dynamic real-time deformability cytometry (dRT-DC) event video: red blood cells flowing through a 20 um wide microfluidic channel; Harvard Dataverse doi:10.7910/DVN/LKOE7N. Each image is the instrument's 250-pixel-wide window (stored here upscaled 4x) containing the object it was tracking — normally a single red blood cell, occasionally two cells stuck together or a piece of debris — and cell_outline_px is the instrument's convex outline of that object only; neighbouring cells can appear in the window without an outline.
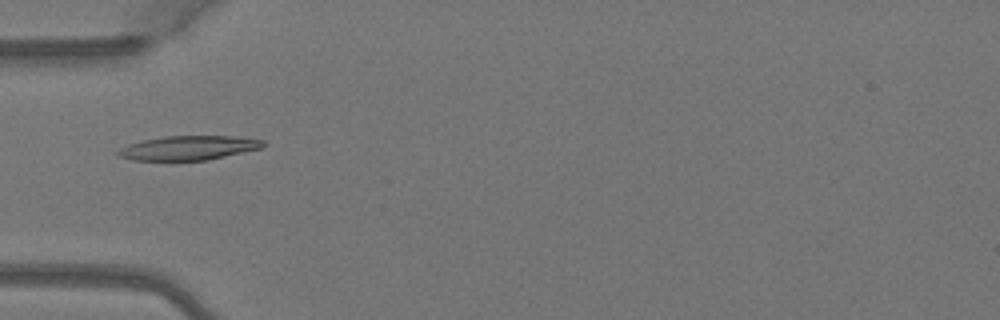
{"species": "Egyptian fruit bat (a non-hibernating species)", "species_latin": "Rousettus aegyptiacus", "temperature_condition": "warm", "stored_images_in_passage": 1, "camera_frame_rate_fps": 3000, "um_per_image_px": 0.085, "animal": {"sex": "female"}, "frame": {"image": 1, "passage_image": 1, "time_ms": 0.0, "image_size_px": [1000, 320], "cell_outline_px": [[264, 144], [260, 148], [208, 160], [132, 160], [120, 156], [116, 152], [120, 148], [128, 144], [144, 140], [164, 136], [236, 136], [264, 140]], "centroid_in_image_um": [16.01, 12.56], "position_along_channel_um": 69.0, "area_um2": 20.29}}